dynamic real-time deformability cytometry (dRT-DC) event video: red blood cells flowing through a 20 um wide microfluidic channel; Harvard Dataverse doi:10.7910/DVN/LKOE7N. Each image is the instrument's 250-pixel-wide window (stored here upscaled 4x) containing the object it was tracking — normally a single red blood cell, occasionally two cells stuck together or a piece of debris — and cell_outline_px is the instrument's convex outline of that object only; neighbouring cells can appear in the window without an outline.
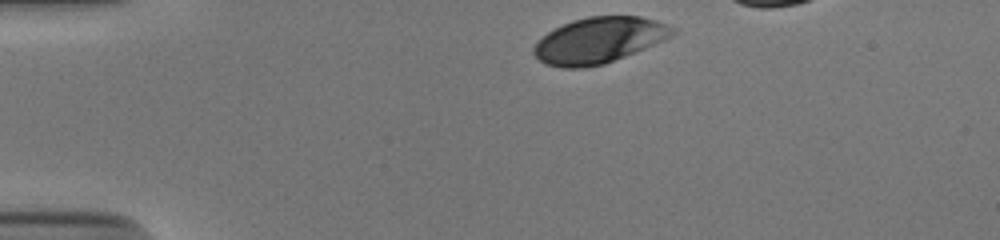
{"species": "human", "species_latin": "Homo sapiens", "temperature_condition": "cold", "stored_images_in_passage": 34, "camera_frame_rate_fps": 3000, "um_per_image_px": 0.085, "donor": {"sex": "male"}, "frame": {"image": 1, "passage_image": 1, "time_ms": 0.0, "image_size_px": [1000, 240], "cell_outline_px": [[676, 32], [672, 36], [664, 40], [604, 64], [584, 68], [564, 68], [544, 64], [532, 52], [532, 48], [548, 32], [572, 20], [588, 16], [640, 16], [656, 20], [668, 24], [676, 28]], "centroid_in_image_um": [50.93, 3.42], "position_along_channel_um": 34.1, "area_um2": 36.93}}
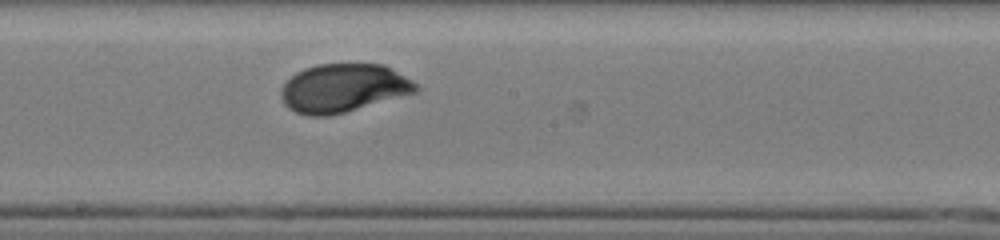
{"frame": {"image": 2, "passage_image": 20, "time_ms": 6.333, "image_size_px": [1000, 240], "cell_outline_px": [[420, 88], [416, 92], [344, 112], [328, 116], [308, 116], [296, 112], [288, 108], [284, 104], [280, 96], [280, 88], [296, 72], [304, 68], [316, 64], [384, 64], [412, 80]], "centroid_in_image_um": [29.14, 7.48], "position_along_channel_um": 219.1, "area_um2": 37.92}}
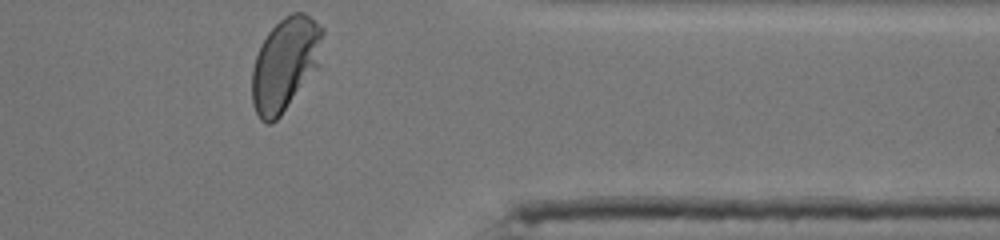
{"frame": {"image": 3, "passage_image": 34, "time_ms": 11.0, "image_size_px": [1000, 240], "cell_outline_px": [[324, 32], [316, 68], [280, 116], [272, 124], [268, 124], [260, 120], [252, 104], [252, 68], [256, 56], [268, 32], [284, 16], [292, 12], [304, 12], [324, 28]], "centroid_in_image_um": [24.21, 5.44], "position_along_channel_um": 387.2, "area_um2": 37.74}, "authors_computed_cell_mechanics": {"area_um2": 38.0324, "velocity_mm_per_s": 3.8313, "shape_relaxation_time_tau1_ms": 3.4254, "shape_relaxation_time_tau2_ms": null, "deformation_change_tau1": 0.1609, "deformation_change_tau2": null}}